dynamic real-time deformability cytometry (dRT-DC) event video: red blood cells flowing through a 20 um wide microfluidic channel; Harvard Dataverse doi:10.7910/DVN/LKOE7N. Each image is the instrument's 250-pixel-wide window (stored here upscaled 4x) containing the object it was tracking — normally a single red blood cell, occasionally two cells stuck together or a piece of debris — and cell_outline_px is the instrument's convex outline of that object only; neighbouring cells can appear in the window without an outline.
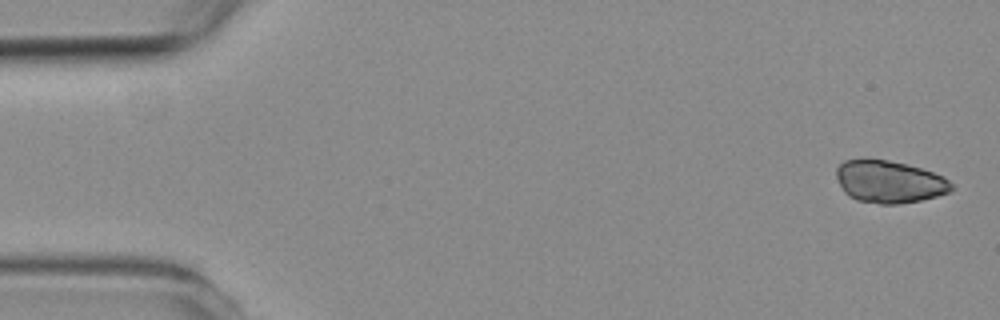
{"species": "common noctule bat (a hibernating species)", "species_latin": "Nyctalus noctula", "temperature_condition": "room temperature", "stored_images_in_passage": 6, "camera_frame_rate_fps": 3000, "um_per_image_px": 0.085, "animal": {"sex": "female", "body_mass_g": 19.3, "forearm_length_mm": 54.1}, "frame": {"image": 1, "passage_image": 1, "time_ms": 0.0, "image_size_px": [1000, 320], "cell_outline_px": [[956, 188], [948, 192], [936, 196], [920, 200], [900, 204], [880, 204], [856, 200], [848, 196], [844, 192], [836, 176], [836, 168], [844, 160], [888, 160], [908, 164], [944, 176]], "centroid_in_image_um": [75.6, 15.46], "position_along_channel_um": 9.4, "area_um2": 28.32}}
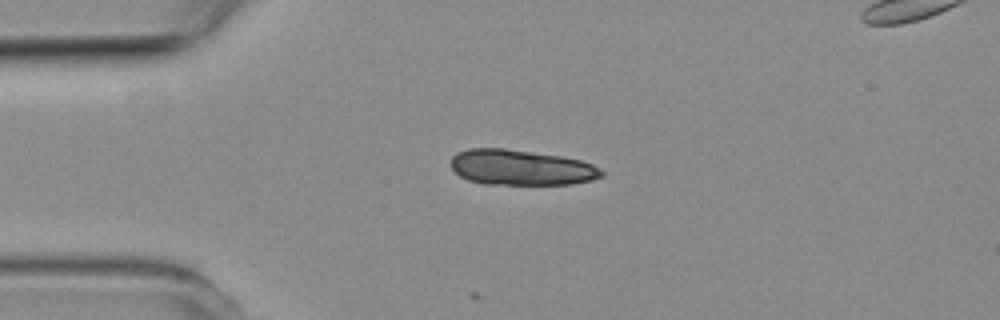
{"frame": {"image": 2, "passage_image": 4, "time_ms": 3.333, "image_size_px": [1000, 320], "cell_outline_px": [[604, 176], [592, 180], [572, 184], [484, 184], [468, 180], [460, 176], [452, 168], [452, 156], [456, 152], [468, 148], [504, 148], [564, 156], [580, 160], [592, 164], [600, 168], [604, 172]], "centroid_in_image_um": [44.31, 14.23], "position_along_channel_um": 40.7, "area_um2": 31.33}}